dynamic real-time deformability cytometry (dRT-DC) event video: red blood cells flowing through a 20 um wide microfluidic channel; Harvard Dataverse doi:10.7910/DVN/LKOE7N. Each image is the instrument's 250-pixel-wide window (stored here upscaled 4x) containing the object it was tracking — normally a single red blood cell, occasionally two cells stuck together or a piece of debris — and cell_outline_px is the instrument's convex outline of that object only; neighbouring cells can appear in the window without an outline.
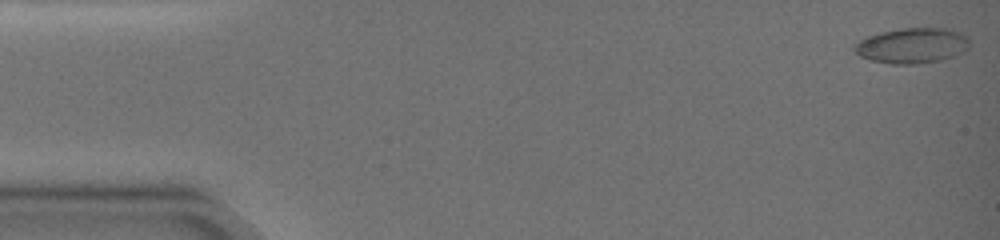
{"species": "common noctule bat (a hibernating species)", "species_latin": "Nyctalus noctula", "temperature_condition": "warm", "stored_images_in_passage": 21, "camera_frame_rate_fps": 3000, "um_per_image_px": 0.085, "animal": {"sex": "female", "body_mass_g": 19.0, "forearm_length_mm": 51.5}, "frame": {"image": 1, "passage_image": 1, "time_ms": 0.0, "image_size_px": [1000, 240], "cell_outline_px": [[968, 48], [964, 52], [956, 56], [940, 60], [916, 64], [892, 64], [872, 60], [860, 56], [852, 48], [860, 40], [868, 36], [880, 32], [900, 28], [952, 28], [968, 36]], "centroid_in_image_um": [77.57, 3.87], "position_along_channel_um": 7.4, "area_um2": 23.87}}
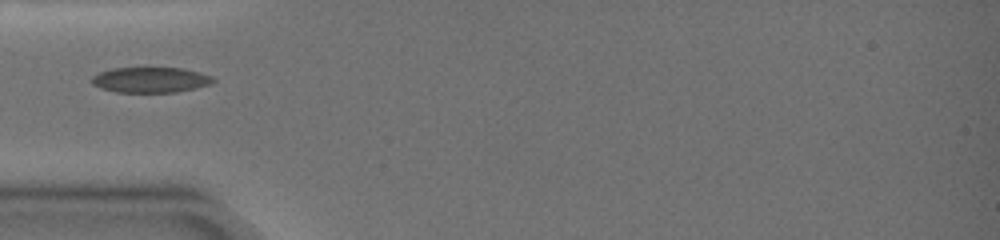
{"frame": {"image": 2, "passage_image": 10, "time_ms": 5.333, "image_size_px": [1000, 240], "cell_outline_px": [[216, 80], [212, 84], [196, 88], [176, 92], [116, 92], [100, 88], [92, 84], [88, 80], [92, 76], [100, 72], [112, 68], [184, 68], [200, 72], [212, 76]], "centroid_in_image_um": [12.79, 6.79], "position_along_channel_um": 72.2, "area_um2": 18.21}}
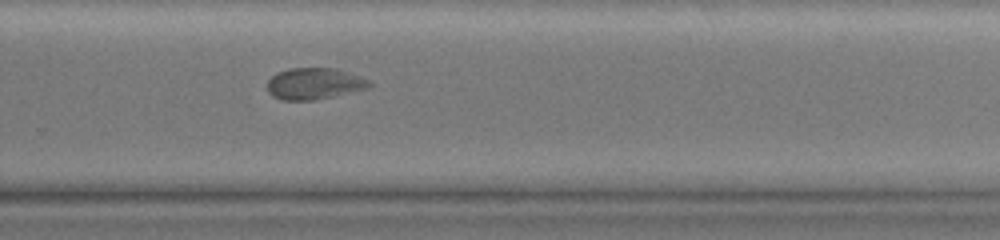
{"frame": {"image": 3, "passage_image": 21, "time_ms": 11.333, "image_size_px": [1000, 240], "cell_outline_px": [[372, 84], [368, 88], [332, 96], [312, 100], [280, 100], [272, 96], [268, 92], [268, 80], [276, 72], [288, 68], [336, 68], [372, 80]], "centroid_in_image_um": [26.7, 7.1], "position_along_channel_um": 303.1, "area_um2": 18.79}}